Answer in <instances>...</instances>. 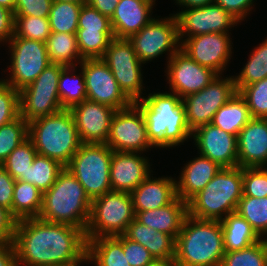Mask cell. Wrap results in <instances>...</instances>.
I'll use <instances>...</instances> for the list:
<instances>
[{
    "label": "cell",
    "mask_w": 267,
    "mask_h": 266,
    "mask_svg": "<svg viewBox=\"0 0 267 266\" xmlns=\"http://www.w3.org/2000/svg\"><path fill=\"white\" fill-rule=\"evenodd\" d=\"M19 115V91L0 79V127Z\"/></svg>",
    "instance_id": "obj_45"
},
{
    "label": "cell",
    "mask_w": 267,
    "mask_h": 266,
    "mask_svg": "<svg viewBox=\"0 0 267 266\" xmlns=\"http://www.w3.org/2000/svg\"><path fill=\"white\" fill-rule=\"evenodd\" d=\"M15 179L0 165V206L12 213Z\"/></svg>",
    "instance_id": "obj_50"
},
{
    "label": "cell",
    "mask_w": 267,
    "mask_h": 266,
    "mask_svg": "<svg viewBox=\"0 0 267 266\" xmlns=\"http://www.w3.org/2000/svg\"><path fill=\"white\" fill-rule=\"evenodd\" d=\"M82 4L53 1L48 16L51 32L76 34Z\"/></svg>",
    "instance_id": "obj_37"
},
{
    "label": "cell",
    "mask_w": 267,
    "mask_h": 266,
    "mask_svg": "<svg viewBox=\"0 0 267 266\" xmlns=\"http://www.w3.org/2000/svg\"><path fill=\"white\" fill-rule=\"evenodd\" d=\"M230 39L229 33L196 35L182 40L181 50L199 65L222 75L232 57Z\"/></svg>",
    "instance_id": "obj_17"
},
{
    "label": "cell",
    "mask_w": 267,
    "mask_h": 266,
    "mask_svg": "<svg viewBox=\"0 0 267 266\" xmlns=\"http://www.w3.org/2000/svg\"><path fill=\"white\" fill-rule=\"evenodd\" d=\"M243 195L256 198L267 196V167L243 168Z\"/></svg>",
    "instance_id": "obj_44"
},
{
    "label": "cell",
    "mask_w": 267,
    "mask_h": 266,
    "mask_svg": "<svg viewBox=\"0 0 267 266\" xmlns=\"http://www.w3.org/2000/svg\"><path fill=\"white\" fill-rule=\"evenodd\" d=\"M243 168H221L211 181L188 202V215L221 221L236 211L243 195Z\"/></svg>",
    "instance_id": "obj_6"
},
{
    "label": "cell",
    "mask_w": 267,
    "mask_h": 266,
    "mask_svg": "<svg viewBox=\"0 0 267 266\" xmlns=\"http://www.w3.org/2000/svg\"><path fill=\"white\" fill-rule=\"evenodd\" d=\"M165 72L171 93L180 98L201 91L218 75L213 70L199 65L181 49L167 61Z\"/></svg>",
    "instance_id": "obj_18"
},
{
    "label": "cell",
    "mask_w": 267,
    "mask_h": 266,
    "mask_svg": "<svg viewBox=\"0 0 267 266\" xmlns=\"http://www.w3.org/2000/svg\"><path fill=\"white\" fill-rule=\"evenodd\" d=\"M15 15L14 12L0 6V43H8L14 36ZM3 42V43H2Z\"/></svg>",
    "instance_id": "obj_52"
},
{
    "label": "cell",
    "mask_w": 267,
    "mask_h": 266,
    "mask_svg": "<svg viewBox=\"0 0 267 266\" xmlns=\"http://www.w3.org/2000/svg\"><path fill=\"white\" fill-rule=\"evenodd\" d=\"M0 266H17L13 242L0 244Z\"/></svg>",
    "instance_id": "obj_54"
},
{
    "label": "cell",
    "mask_w": 267,
    "mask_h": 266,
    "mask_svg": "<svg viewBox=\"0 0 267 266\" xmlns=\"http://www.w3.org/2000/svg\"><path fill=\"white\" fill-rule=\"evenodd\" d=\"M91 203L83 186L65 167L58 174L55 183L43 192L39 218L47 222L72 225L86 231Z\"/></svg>",
    "instance_id": "obj_4"
},
{
    "label": "cell",
    "mask_w": 267,
    "mask_h": 266,
    "mask_svg": "<svg viewBox=\"0 0 267 266\" xmlns=\"http://www.w3.org/2000/svg\"><path fill=\"white\" fill-rule=\"evenodd\" d=\"M28 138V122L20 115L0 127V165Z\"/></svg>",
    "instance_id": "obj_41"
},
{
    "label": "cell",
    "mask_w": 267,
    "mask_h": 266,
    "mask_svg": "<svg viewBox=\"0 0 267 266\" xmlns=\"http://www.w3.org/2000/svg\"><path fill=\"white\" fill-rule=\"evenodd\" d=\"M119 1L120 0H87V4L111 19Z\"/></svg>",
    "instance_id": "obj_53"
},
{
    "label": "cell",
    "mask_w": 267,
    "mask_h": 266,
    "mask_svg": "<svg viewBox=\"0 0 267 266\" xmlns=\"http://www.w3.org/2000/svg\"><path fill=\"white\" fill-rule=\"evenodd\" d=\"M128 40L144 64L168 53V60L181 49L178 22L174 14L161 19L153 18L139 32L131 35Z\"/></svg>",
    "instance_id": "obj_11"
},
{
    "label": "cell",
    "mask_w": 267,
    "mask_h": 266,
    "mask_svg": "<svg viewBox=\"0 0 267 266\" xmlns=\"http://www.w3.org/2000/svg\"><path fill=\"white\" fill-rule=\"evenodd\" d=\"M17 221L10 210L0 206V244L13 242Z\"/></svg>",
    "instance_id": "obj_51"
},
{
    "label": "cell",
    "mask_w": 267,
    "mask_h": 266,
    "mask_svg": "<svg viewBox=\"0 0 267 266\" xmlns=\"http://www.w3.org/2000/svg\"><path fill=\"white\" fill-rule=\"evenodd\" d=\"M124 235L143 245L155 259L174 260L176 254V238L156 231L134 219Z\"/></svg>",
    "instance_id": "obj_27"
},
{
    "label": "cell",
    "mask_w": 267,
    "mask_h": 266,
    "mask_svg": "<svg viewBox=\"0 0 267 266\" xmlns=\"http://www.w3.org/2000/svg\"><path fill=\"white\" fill-rule=\"evenodd\" d=\"M179 39L207 33H228L239 21L215 2L198 8H187L174 14ZM185 36V37H184Z\"/></svg>",
    "instance_id": "obj_16"
},
{
    "label": "cell",
    "mask_w": 267,
    "mask_h": 266,
    "mask_svg": "<svg viewBox=\"0 0 267 266\" xmlns=\"http://www.w3.org/2000/svg\"><path fill=\"white\" fill-rule=\"evenodd\" d=\"M51 33L48 17L15 16L13 37L27 38L46 43Z\"/></svg>",
    "instance_id": "obj_42"
},
{
    "label": "cell",
    "mask_w": 267,
    "mask_h": 266,
    "mask_svg": "<svg viewBox=\"0 0 267 266\" xmlns=\"http://www.w3.org/2000/svg\"><path fill=\"white\" fill-rule=\"evenodd\" d=\"M237 93L234 77L217 75L204 89L182 98L191 133L210 124L216 112Z\"/></svg>",
    "instance_id": "obj_10"
},
{
    "label": "cell",
    "mask_w": 267,
    "mask_h": 266,
    "mask_svg": "<svg viewBox=\"0 0 267 266\" xmlns=\"http://www.w3.org/2000/svg\"><path fill=\"white\" fill-rule=\"evenodd\" d=\"M130 194L135 214L158 209L172 203L177 198L176 180L168 176L155 178L150 174Z\"/></svg>",
    "instance_id": "obj_24"
},
{
    "label": "cell",
    "mask_w": 267,
    "mask_h": 266,
    "mask_svg": "<svg viewBox=\"0 0 267 266\" xmlns=\"http://www.w3.org/2000/svg\"><path fill=\"white\" fill-rule=\"evenodd\" d=\"M139 154L113 151L109 174L112 191L131 193L151 174L150 160Z\"/></svg>",
    "instance_id": "obj_21"
},
{
    "label": "cell",
    "mask_w": 267,
    "mask_h": 266,
    "mask_svg": "<svg viewBox=\"0 0 267 266\" xmlns=\"http://www.w3.org/2000/svg\"><path fill=\"white\" fill-rule=\"evenodd\" d=\"M28 138L38 154L66 167L82 142L69 109L28 122Z\"/></svg>",
    "instance_id": "obj_5"
},
{
    "label": "cell",
    "mask_w": 267,
    "mask_h": 266,
    "mask_svg": "<svg viewBox=\"0 0 267 266\" xmlns=\"http://www.w3.org/2000/svg\"><path fill=\"white\" fill-rule=\"evenodd\" d=\"M64 168L57 160L37 153L27 171L26 182L45 192L55 183L58 174Z\"/></svg>",
    "instance_id": "obj_35"
},
{
    "label": "cell",
    "mask_w": 267,
    "mask_h": 266,
    "mask_svg": "<svg viewBox=\"0 0 267 266\" xmlns=\"http://www.w3.org/2000/svg\"><path fill=\"white\" fill-rule=\"evenodd\" d=\"M123 241V251L130 266H146L155 258L138 242L128 239L124 234L118 236Z\"/></svg>",
    "instance_id": "obj_47"
},
{
    "label": "cell",
    "mask_w": 267,
    "mask_h": 266,
    "mask_svg": "<svg viewBox=\"0 0 267 266\" xmlns=\"http://www.w3.org/2000/svg\"><path fill=\"white\" fill-rule=\"evenodd\" d=\"M36 154L35 146L27 138L9 154L1 165L15 180L26 182L27 171Z\"/></svg>",
    "instance_id": "obj_39"
},
{
    "label": "cell",
    "mask_w": 267,
    "mask_h": 266,
    "mask_svg": "<svg viewBox=\"0 0 267 266\" xmlns=\"http://www.w3.org/2000/svg\"><path fill=\"white\" fill-rule=\"evenodd\" d=\"M220 222L226 252L241 250L262 239L252 226L236 212L229 214Z\"/></svg>",
    "instance_id": "obj_29"
},
{
    "label": "cell",
    "mask_w": 267,
    "mask_h": 266,
    "mask_svg": "<svg viewBox=\"0 0 267 266\" xmlns=\"http://www.w3.org/2000/svg\"><path fill=\"white\" fill-rule=\"evenodd\" d=\"M235 212L243 217L261 238L267 237V196L256 198L242 195Z\"/></svg>",
    "instance_id": "obj_36"
},
{
    "label": "cell",
    "mask_w": 267,
    "mask_h": 266,
    "mask_svg": "<svg viewBox=\"0 0 267 266\" xmlns=\"http://www.w3.org/2000/svg\"><path fill=\"white\" fill-rule=\"evenodd\" d=\"M134 219L131 194L109 191L92 200L90 219L85 231L86 239L122 235Z\"/></svg>",
    "instance_id": "obj_7"
},
{
    "label": "cell",
    "mask_w": 267,
    "mask_h": 266,
    "mask_svg": "<svg viewBox=\"0 0 267 266\" xmlns=\"http://www.w3.org/2000/svg\"><path fill=\"white\" fill-rule=\"evenodd\" d=\"M9 44L11 64L9 78L1 79L20 91L32 83L51 64L46 43L21 37H12Z\"/></svg>",
    "instance_id": "obj_13"
},
{
    "label": "cell",
    "mask_w": 267,
    "mask_h": 266,
    "mask_svg": "<svg viewBox=\"0 0 267 266\" xmlns=\"http://www.w3.org/2000/svg\"><path fill=\"white\" fill-rule=\"evenodd\" d=\"M69 110L82 143L106 144L115 109L86 99Z\"/></svg>",
    "instance_id": "obj_20"
},
{
    "label": "cell",
    "mask_w": 267,
    "mask_h": 266,
    "mask_svg": "<svg viewBox=\"0 0 267 266\" xmlns=\"http://www.w3.org/2000/svg\"><path fill=\"white\" fill-rule=\"evenodd\" d=\"M146 266H176V264L174 260L155 259L153 262L147 264Z\"/></svg>",
    "instance_id": "obj_56"
},
{
    "label": "cell",
    "mask_w": 267,
    "mask_h": 266,
    "mask_svg": "<svg viewBox=\"0 0 267 266\" xmlns=\"http://www.w3.org/2000/svg\"><path fill=\"white\" fill-rule=\"evenodd\" d=\"M101 59L108 65L121 90L133 103L144 97L143 63L128 39L114 37Z\"/></svg>",
    "instance_id": "obj_12"
},
{
    "label": "cell",
    "mask_w": 267,
    "mask_h": 266,
    "mask_svg": "<svg viewBox=\"0 0 267 266\" xmlns=\"http://www.w3.org/2000/svg\"><path fill=\"white\" fill-rule=\"evenodd\" d=\"M76 68L65 67L59 76L58 92L63 109H70L87 99L84 73L81 70L76 75Z\"/></svg>",
    "instance_id": "obj_33"
},
{
    "label": "cell",
    "mask_w": 267,
    "mask_h": 266,
    "mask_svg": "<svg viewBox=\"0 0 267 266\" xmlns=\"http://www.w3.org/2000/svg\"><path fill=\"white\" fill-rule=\"evenodd\" d=\"M13 245L17 266H80L87 263L84 230L39 217L17 221Z\"/></svg>",
    "instance_id": "obj_1"
},
{
    "label": "cell",
    "mask_w": 267,
    "mask_h": 266,
    "mask_svg": "<svg viewBox=\"0 0 267 266\" xmlns=\"http://www.w3.org/2000/svg\"><path fill=\"white\" fill-rule=\"evenodd\" d=\"M188 215V203L177 197L172 203L158 209L135 214V219L156 231L177 238Z\"/></svg>",
    "instance_id": "obj_26"
},
{
    "label": "cell",
    "mask_w": 267,
    "mask_h": 266,
    "mask_svg": "<svg viewBox=\"0 0 267 266\" xmlns=\"http://www.w3.org/2000/svg\"><path fill=\"white\" fill-rule=\"evenodd\" d=\"M156 0H120L110 19L115 38L128 39L139 32L154 17L152 8Z\"/></svg>",
    "instance_id": "obj_23"
},
{
    "label": "cell",
    "mask_w": 267,
    "mask_h": 266,
    "mask_svg": "<svg viewBox=\"0 0 267 266\" xmlns=\"http://www.w3.org/2000/svg\"><path fill=\"white\" fill-rule=\"evenodd\" d=\"M78 28L86 30H112L110 19L88 4L81 7Z\"/></svg>",
    "instance_id": "obj_46"
},
{
    "label": "cell",
    "mask_w": 267,
    "mask_h": 266,
    "mask_svg": "<svg viewBox=\"0 0 267 266\" xmlns=\"http://www.w3.org/2000/svg\"><path fill=\"white\" fill-rule=\"evenodd\" d=\"M145 97L135 104L144 115L147 136L155 148L176 147L192 136L182 98L171 92L149 93Z\"/></svg>",
    "instance_id": "obj_2"
},
{
    "label": "cell",
    "mask_w": 267,
    "mask_h": 266,
    "mask_svg": "<svg viewBox=\"0 0 267 266\" xmlns=\"http://www.w3.org/2000/svg\"><path fill=\"white\" fill-rule=\"evenodd\" d=\"M198 154L216 162L222 168L238 166L237 136L232 135L212 123L192 132Z\"/></svg>",
    "instance_id": "obj_19"
},
{
    "label": "cell",
    "mask_w": 267,
    "mask_h": 266,
    "mask_svg": "<svg viewBox=\"0 0 267 266\" xmlns=\"http://www.w3.org/2000/svg\"><path fill=\"white\" fill-rule=\"evenodd\" d=\"M127 261L118 236L87 240V262L95 266H130Z\"/></svg>",
    "instance_id": "obj_28"
},
{
    "label": "cell",
    "mask_w": 267,
    "mask_h": 266,
    "mask_svg": "<svg viewBox=\"0 0 267 266\" xmlns=\"http://www.w3.org/2000/svg\"><path fill=\"white\" fill-rule=\"evenodd\" d=\"M112 154L107 144L82 143L66 166L91 201L112 191L109 175Z\"/></svg>",
    "instance_id": "obj_8"
},
{
    "label": "cell",
    "mask_w": 267,
    "mask_h": 266,
    "mask_svg": "<svg viewBox=\"0 0 267 266\" xmlns=\"http://www.w3.org/2000/svg\"><path fill=\"white\" fill-rule=\"evenodd\" d=\"M54 0H15V16L48 17Z\"/></svg>",
    "instance_id": "obj_48"
},
{
    "label": "cell",
    "mask_w": 267,
    "mask_h": 266,
    "mask_svg": "<svg viewBox=\"0 0 267 266\" xmlns=\"http://www.w3.org/2000/svg\"><path fill=\"white\" fill-rule=\"evenodd\" d=\"M56 1H63V2H74L77 4H87V0H56Z\"/></svg>",
    "instance_id": "obj_58"
},
{
    "label": "cell",
    "mask_w": 267,
    "mask_h": 266,
    "mask_svg": "<svg viewBox=\"0 0 267 266\" xmlns=\"http://www.w3.org/2000/svg\"><path fill=\"white\" fill-rule=\"evenodd\" d=\"M46 49L49 61L54 64L74 67L83 61L76 34L51 32L46 41Z\"/></svg>",
    "instance_id": "obj_31"
},
{
    "label": "cell",
    "mask_w": 267,
    "mask_h": 266,
    "mask_svg": "<svg viewBox=\"0 0 267 266\" xmlns=\"http://www.w3.org/2000/svg\"><path fill=\"white\" fill-rule=\"evenodd\" d=\"M43 192L28 182L15 180L12 215L19 221L39 217Z\"/></svg>",
    "instance_id": "obj_32"
},
{
    "label": "cell",
    "mask_w": 267,
    "mask_h": 266,
    "mask_svg": "<svg viewBox=\"0 0 267 266\" xmlns=\"http://www.w3.org/2000/svg\"><path fill=\"white\" fill-rule=\"evenodd\" d=\"M15 0H0V6L7 8L11 11L14 10Z\"/></svg>",
    "instance_id": "obj_57"
},
{
    "label": "cell",
    "mask_w": 267,
    "mask_h": 266,
    "mask_svg": "<svg viewBox=\"0 0 267 266\" xmlns=\"http://www.w3.org/2000/svg\"><path fill=\"white\" fill-rule=\"evenodd\" d=\"M79 68L84 73L87 100L110 106L115 110L125 109L133 104L101 58L83 59Z\"/></svg>",
    "instance_id": "obj_15"
},
{
    "label": "cell",
    "mask_w": 267,
    "mask_h": 266,
    "mask_svg": "<svg viewBox=\"0 0 267 266\" xmlns=\"http://www.w3.org/2000/svg\"><path fill=\"white\" fill-rule=\"evenodd\" d=\"M242 71L233 76L237 92L244 86L267 78V37L259 46L252 50Z\"/></svg>",
    "instance_id": "obj_34"
},
{
    "label": "cell",
    "mask_w": 267,
    "mask_h": 266,
    "mask_svg": "<svg viewBox=\"0 0 267 266\" xmlns=\"http://www.w3.org/2000/svg\"><path fill=\"white\" fill-rule=\"evenodd\" d=\"M238 166L267 167V118H252L237 137Z\"/></svg>",
    "instance_id": "obj_22"
},
{
    "label": "cell",
    "mask_w": 267,
    "mask_h": 266,
    "mask_svg": "<svg viewBox=\"0 0 267 266\" xmlns=\"http://www.w3.org/2000/svg\"><path fill=\"white\" fill-rule=\"evenodd\" d=\"M238 92L246 101L252 118H267V78L244 86Z\"/></svg>",
    "instance_id": "obj_43"
},
{
    "label": "cell",
    "mask_w": 267,
    "mask_h": 266,
    "mask_svg": "<svg viewBox=\"0 0 267 266\" xmlns=\"http://www.w3.org/2000/svg\"><path fill=\"white\" fill-rule=\"evenodd\" d=\"M182 8H198L214 3V0H174ZM185 6V7H184Z\"/></svg>",
    "instance_id": "obj_55"
},
{
    "label": "cell",
    "mask_w": 267,
    "mask_h": 266,
    "mask_svg": "<svg viewBox=\"0 0 267 266\" xmlns=\"http://www.w3.org/2000/svg\"><path fill=\"white\" fill-rule=\"evenodd\" d=\"M106 144L122 152L143 153L154 148L147 136L144 115L135 103L114 112Z\"/></svg>",
    "instance_id": "obj_14"
},
{
    "label": "cell",
    "mask_w": 267,
    "mask_h": 266,
    "mask_svg": "<svg viewBox=\"0 0 267 266\" xmlns=\"http://www.w3.org/2000/svg\"><path fill=\"white\" fill-rule=\"evenodd\" d=\"M64 68L51 63L32 83L19 91L20 116L27 122L63 110L58 82Z\"/></svg>",
    "instance_id": "obj_9"
},
{
    "label": "cell",
    "mask_w": 267,
    "mask_h": 266,
    "mask_svg": "<svg viewBox=\"0 0 267 266\" xmlns=\"http://www.w3.org/2000/svg\"><path fill=\"white\" fill-rule=\"evenodd\" d=\"M220 266H267V244L260 241L237 251L225 252Z\"/></svg>",
    "instance_id": "obj_40"
},
{
    "label": "cell",
    "mask_w": 267,
    "mask_h": 266,
    "mask_svg": "<svg viewBox=\"0 0 267 266\" xmlns=\"http://www.w3.org/2000/svg\"><path fill=\"white\" fill-rule=\"evenodd\" d=\"M252 119L248 105L237 92L214 115L212 124L238 137L241 129Z\"/></svg>",
    "instance_id": "obj_30"
},
{
    "label": "cell",
    "mask_w": 267,
    "mask_h": 266,
    "mask_svg": "<svg viewBox=\"0 0 267 266\" xmlns=\"http://www.w3.org/2000/svg\"><path fill=\"white\" fill-rule=\"evenodd\" d=\"M225 11L235 17L240 23L243 21L254 6V0H214Z\"/></svg>",
    "instance_id": "obj_49"
},
{
    "label": "cell",
    "mask_w": 267,
    "mask_h": 266,
    "mask_svg": "<svg viewBox=\"0 0 267 266\" xmlns=\"http://www.w3.org/2000/svg\"><path fill=\"white\" fill-rule=\"evenodd\" d=\"M221 168L203 155L190 160L183 167L179 180H176L177 197L188 203L204 189Z\"/></svg>",
    "instance_id": "obj_25"
},
{
    "label": "cell",
    "mask_w": 267,
    "mask_h": 266,
    "mask_svg": "<svg viewBox=\"0 0 267 266\" xmlns=\"http://www.w3.org/2000/svg\"><path fill=\"white\" fill-rule=\"evenodd\" d=\"M114 38L112 30H86L78 28L76 39L82 59L102 58Z\"/></svg>",
    "instance_id": "obj_38"
},
{
    "label": "cell",
    "mask_w": 267,
    "mask_h": 266,
    "mask_svg": "<svg viewBox=\"0 0 267 266\" xmlns=\"http://www.w3.org/2000/svg\"><path fill=\"white\" fill-rule=\"evenodd\" d=\"M225 252L220 221L186 216L176 238V266H220Z\"/></svg>",
    "instance_id": "obj_3"
}]
</instances>
